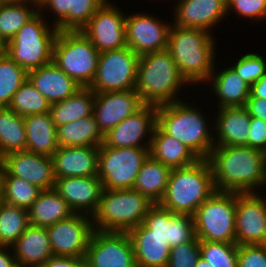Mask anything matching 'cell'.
Returning <instances> with one entry per match:
<instances>
[{
    "label": "cell",
    "mask_w": 266,
    "mask_h": 267,
    "mask_svg": "<svg viewBox=\"0 0 266 267\" xmlns=\"http://www.w3.org/2000/svg\"><path fill=\"white\" fill-rule=\"evenodd\" d=\"M207 160L217 191L249 193L266 188V154L243 146H214Z\"/></svg>",
    "instance_id": "6da1fadb"
},
{
    "label": "cell",
    "mask_w": 266,
    "mask_h": 267,
    "mask_svg": "<svg viewBox=\"0 0 266 267\" xmlns=\"http://www.w3.org/2000/svg\"><path fill=\"white\" fill-rule=\"evenodd\" d=\"M214 39L207 30L171 25L167 50L187 85L206 84L217 67Z\"/></svg>",
    "instance_id": "7a4b0ae2"
},
{
    "label": "cell",
    "mask_w": 266,
    "mask_h": 267,
    "mask_svg": "<svg viewBox=\"0 0 266 267\" xmlns=\"http://www.w3.org/2000/svg\"><path fill=\"white\" fill-rule=\"evenodd\" d=\"M193 106L183 99L158 106L157 126L168 136L179 140L199 159H207L215 146L214 129L200 111L201 107Z\"/></svg>",
    "instance_id": "3957f363"
},
{
    "label": "cell",
    "mask_w": 266,
    "mask_h": 267,
    "mask_svg": "<svg viewBox=\"0 0 266 267\" xmlns=\"http://www.w3.org/2000/svg\"><path fill=\"white\" fill-rule=\"evenodd\" d=\"M186 84L167 49L140 56L135 89L143 104L158 107L180 101L177 95Z\"/></svg>",
    "instance_id": "277c9868"
},
{
    "label": "cell",
    "mask_w": 266,
    "mask_h": 267,
    "mask_svg": "<svg viewBox=\"0 0 266 267\" xmlns=\"http://www.w3.org/2000/svg\"><path fill=\"white\" fill-rule=\"evenodd\" d=\"M216 191L207 159L172 169L167 189L159 204L175 214L194 215L198 207Z\"/></svg>",
    "instance_id": "5b68a950"
},
{
    "label": "cell",
    "mask_w": 266,
    "mask_h": 267,
    "mask_svg": "<svg viewBox=\"0 0 266 267\" xmlns=\"http://www.w3.org/2000/svg\"><path fill=\"white\" fill-rule=\"evenodd\" d=\"M155 203L133 189H103L93 228L105 232H129L140 225Z\"/></svg>",
    "instance_id": "8992f818"
},
{
    "label": "cell",
    "mask_w": 266,
    "mask_h": 267,
    "mask_svg": "<svg viewBox=\"0 0 266 267\" xmlns=\"http://www.w3.org/2000/svg\"><path fill=\"white\" fill-rule=\"evenodd\" d=\"M43 15L39 11L7 43L6 55L27 72L52 62L58 30Z\"/></svg>",
    "instance_id": "52a82bcc"
},
{
    "label": "cell",
    "mask_w": 266,
    "mask_h": 267,
    "mask_svg": "<svg viewBox=\"0 0 266 267\" xmlns=\"http://www.w3.org/2000/svg\"><path fill=\"white\" fill-rule=\"evenodd\" d=\"M100 52L78 31H58L52 62L81 87H89L95 78Z\"/></svg>",
    "instance_id": "ba28073f"
},
{
    "label": "cell",
    "mask_w": 266,
    "mask_h": 267,
    "mask_svg": "<svg viewBox=\"0 0 266 267\" xmlns=\"http://www.w3.org/2000/svg\"><path fill=\"white\" fill-rule=\"evenodd\" d=\"M236 192L215 191L193 215L198 240L236 243Z\"/></svg>",
    "instance_id": "9c48e42d"
},
{
    "label": "cell",
    "mask_w": 266,
    "mask_h": 267,
    "mask_svg": "<svg viewBox=\"0 0 266 267\" xmlns=\"http://www.w3.org/2000/svg\"><path fill=\"white\" fill-rule=\"evenodd\" d=\"M149 155V148L99 146L97 176L103 189H132L138 172Z\"/></svg>",
    "instance_id": "30bf717a"
},
{
    "label": "cell",
    "mask_w": 266,
    "mask_h": 267,
    "mask_svg": "<svg viewBox=\"0 0 266 267\" xmlns=\"http://www.w3.org/2000/svg\"><path fill=\"white\" fill-rule=\"evenodd\" d=\"M139 58L128 46L101 52L96 75L89 88L95 93L135 89Z\"/></svg>",
    "instance_id": "8fae6325"
},
{
    "label": "cell",
    "mask_w": 266,
    "mask_h": 267,
    "mask_svg": "<svg viewBox=\"0 0 266 267\" xmlns=\"http://www.w3.org/2000/svg\"><path fill=\"white\" fill-rule=\"evenodd\" d=\"M88 267H137L128 232L93 230L85 255Z\"/></svg>",
    "instance_id": "7c38bea8"
},
{
    "label": "cell",
    "mask_w": 266,
    "mask_h": 267,
    "mask_svg": "<svg viewBox=\"0 0 266 267\" xmlns=\"http://www.w3.org/2000/svg\"><path fill=\"white\" fill-rule=\"evenodd\" d=\"M108 1L104 2L81 29L82 33L100 53L127 46L125 33L126 13H123L115 5V2L111 4V1Z\"/></svg>",
    "instance_id": "4fadbf2b"
},
{
    "label": "cell",
    "mask_w": 266,
    "mask_h": 267,
    "mask_svg": "<svg viewBox=\"0 0 266 267\" xmlns=\"http://www.w3.org/2000/svg\"><path fill=\"white\" fill-rule=\"evenodd\" d=\"M46 229L54 256L85 257L94 230L92 217L75 213Z\"/></svg>",
    "instance_id": "5bb4252c"
},
{
    "label": "cell",
    "mask_w": 266,
    "mask_h": 267,
    "mask_svg": "<svg viewBox=\"0 0 266 267\" xmlns=\"http://www.w3.org/2000/svg\"><path fill=\"white\" fill-rule=\"evenodd\" d=\"M164 21V22H163ZM153 14L132 13L125 19L127 46L137 55L163 51L168 46L172 23H165Z\"/></svg>",
    "instance_id": "9a60e30c"
},
{
    "label": "cell",
    "mask_w": 266,
    "mask_h": 267,
    "mask_svg": "<svg viewBox=\"0 0 266 267\" xmlns=\"http://www.w3.org/2000/svg\"><path fill=\"white\" fill-rule=\"evenodd\" d=\"M156 125L157 106L144 104L135 113L110 129L104 135L103 144L111 148H149Z\"/></svg>",
    "instance_id": "2e32d148"
},
{
    "label": "cell",
    "mask_w": 266,
    "mask_h": 267,
    "mask_svg": "<svg viewBox=\"0 0 266 267\" xmlns=\"http://www.w3.org/2000/svg\"><path fill=\"white\" fill-rule=\"evenodd\" d=\"M263 195L258 192H236L237 245L266 244V207Z\"/></svg>",
    "instance_id": "e0dca14e"
},
{
    "label": "cell",
    "mask_w": 266,
    "mask_h": 267,
    "mask_svg": "<svg viewBox=\"0 0 266 267\" xmlns=\"http://www.w3.org/2000/svg\"><path fill=\"white\" fill-rule=\"evenodd\" d=\"M3 176H17L42 190L54 187L55 175L51 156L28 151H16L0 158Z\"/></svg>",
    "instance_id": "ac0fdd59"
},
{
    "label": "cell",
    "mask_w": 266,
    "mask_h": 267,
    "mask_svg": "<svg viewBox=\"0 0 266 267\" xmlns=\"http://www.w3.org/2000/svg\"><path fill=\"white\" fill-rule=\"evenodd\" d=\"M143 105L136 89L95 93L93 115L99 130L105 135Z\"/></svg>",
    "instance_id": "d6986e66"
},
{
    "label": "cell",
    "mask_w": 266,
    "mask_h": 267,
    "mask_svg": "<svg viewBox=\"0 0 266 267\" xmlns=\"http://www.w3.org/2000/svg\"><path fill=\"white\" fill-rule=\"evenodd\" d=\"M53 189L74 213L92 217L98 209L103 185L98 176L62 177L55 179Z\"/></svg>",
    "instance_id": "ffe728a7"
},
{
    "label": "cell",
    "mask_w": 266,
    "mask_h": 267,
    "mask_svg": "<svg viewBox=\"0 0 266 267\" xmlns=\"http://www.w3.org/2000/svg\"><path fill=\"white\" fill-rule=\"evenodd\" d=\"M173 7V25L203 29L212 34L213 26L222 19L225 21L227 15V0H175Z\"/></svg>",
    "instance_id": "44dd1931"
},
{
    "label": "cell",
    "mask_w": 266,
    "mask_h": 267,
    "mask_svg": "<svg viewBox=\"0 0 266 267\" xmlns=\"http://www.w3.org/2000/svg\"><path fill=\"white\" fill-rule=\"evenodd\" d=\"M142 223L167 240L171 248L196 237L192 215L175 214L159 203L149 209Z\"/></svg>",
    "instance_id": "7402d4cb"
},
{
    "label": "cell",
    "mask_w": 266,
    "mask_h": 267,
    "mask_svg": "<svg viewBox=\"0 0 266 267\" xmlns=\"http://www.w3.org/2000/svg\"><path fill=\"white\" fill-rule=\"evenodd\" d=\"M214 115L215 146H247L251 116L243 107H225ZM216 120V121H215Z\"/></svg>",
    "instance_id": "603a6c76"
},
{
    "label": "cell",
    "mask_w": 266,
    "mask_h": 267,
    "mask_svg": "<svg viewBox=\"0 0 266 267\" xmlns=\"http://www.w3.org/2000/svg\"><path fill=\"white\" fill-rule=\"evenodd\" d=\"M99 147H59L51 156L55 179L97 176Z\"/></svg>",
    "instance_id": "cb8c5ba5"
},
{
    "label": "cell",
    "mask_w": 266,
    "mask_h": 267,
    "mask_svg": "<svg viewBox=\"0 0 266 267\" xmlns=\"http://www.w3.org/2000/svg\"><path fill=\"white\" fill-rule=\"evenodd\" d=\"M137 267H166L171 247L162 236L154 234L143 223L128 232Z\"/></svg>",
    "instance_id": "d4e9b609"
},
{
    "label": "cell",
    "mask_w": 266,
    "mask_h": 267,
    "mask_svg": "<svg viewBox=\"0 0 266 267\" xmlns=\"http://www.w3.org/2000/svg\"><path fill=\"white\" fill-rule=\"evenodd\" d=\"M28 79L50 104L67 99L82 88L53 62L28 71Z\"/></svg>",
    "instance_id": "484cf974"
},
{
    "label": "cell",
    "mask_w": 266,
    "mask_h": 267,
    "mask_svg": "<svg viewBox=\"0 0 266 267\" xmlns=\"http://www.w3.org/2000/svg\"><path fill=\"white\" fill-rule=\"evenodd\" d=\"M11 248L18 267H40L54 256L46 227L29 225Z\"/></svg>",
    "instance_id": "4316f807"
},
{
    "label": "cell",
    "mask_w": 266,
    "mask_h": 267,
    "mask_svg": "<svg viewBox=\"0 0 266 267\" xmlns=\"http://www.w3.org/2000/svg\"><path fill=\"white\" fill-rule=\"evenodd\" d=\"M216 69L214 68L211 73L207 85L211 83L208 86H211L210 91H213L212 94L217 97L218 109L245 106L250 96L251 86L241 79L231 66H225L221 71Z\"/></svg>",
    "instance_id": "83f0119b"
},
{
    "label": "cell",
    "mask_w": 266,
    "mask_h": 267,
    "mask_svg": "<svg viewBox=\"0 0 266 267\" xmlns=\"http://www.w3.org/2000/svg\"><path fill=\"white\" fill-rule=\"evenodd\" d=\"M24 126L26 151L52 156L58 150L57 127L52 121L50 112L24 117Z\"/></svg>",
    "instance_id": "f1b7e54d"
},
{
    "label": "cell",
    "mask_w": 266,
    "mask_h": 267,
    "mask_svg": "<svg viewBox=\"0 0 266 267\" xmlns=\"http://www.w3.org/2000/svg\"><path fill=\"white\" fill-rule=\"evenodd\" d=\"M149 154L171 169L186 167L199 160L191 150L179 140L165 134L157 125L153 131Z\"/></svg>",
    "instance_id": "f546056e"
},
{
    "label": "cell",
    "mask_w": 266,
    "mask_h": 267,
    "mask_svg": "<svg viewBox=\"0 0 266 267\" xmlns=\"http://www.w3.org/2000/svg\"><path fill=\"white\" fill-rule=\"evenodd\" d=\"M69 204L52 188L42 190L28 209L29 224L48 227L72 216Z\"/></svg>",
    "instance_id": "4dcf8cb0"
},
{
    "label": "cell",
    "mask_w": 266,
    "mask_h": 267,
    "mask_svg": "<svg viewBox=\"0 0 266 267\" xmlns=\"http://www.w3.org/2000/svg\"><path fill=\"white\" fill-rule=\"evenodd\" d=\"M59 147H99L104 135L99 130L94 115L78 119L57 127Z\"/></svg>",
    "instance_id": "1f68e13d"
},
{
    "label": "cell",
    "mask_w": 266,
    "mask_h": 267,
    "mask_svg": "<svg viewBox=\"0 0 266 267\" xmlns=\"http://www.w3.org/2000/svg\"><path fill=\"white\" fill-rule=\"evenodd\" d=\"M172 169L155 160L150 155L141 166L133 190L159 203L166 192Z\"/></svg>",
    "instance_id": "d6a6232c"
},
{
    "label": "cell",
    "mask_w": 266,
    "mask_h": 267,
    "mask_svg": "<svg viewBox=\"0 0 266 267\" xmlns=\"http://www.w3.org/2000/svg\"><path fill=\"white\" fill-rule=\"evenodd\" d=\"M95 92L82 87L65 100L52 103L50 115L56 127L93 115Z\"/></svg>",
    "instance_id": "836d02e7"
},
{
    "label": "cell",
    "mask_w": 266,
    "mask_h": 267,
    "mask_svg": "<svg viewBox=\"0 0 266 267\" xmlns=\"http://www.w3.org/2000/svg\"><path fill=\"white\" fill-rule=\"evenodd\" d=\"M38 12L28 0H6L0 7V37L7 44Z\"/></svg>",
    "instance_id": "e575fe53"
},
{
    "label": "cell",
    "mask_w": 266,
    "mask_h": 267,
    "mask_svg": "<svg viewBox=\"0 0 266 267\" xmlns=\"http://www.w3.org/2000/svg\"><path fill=\"white\" fill-rule=\"evenodd\" d=\"M25 146L24 117L9 107H0V158L10 152L25 151Z\"/></svg>",
    "instance_id": "d590c367"
},
{
    "label": "cell",
    "mask_w": 266,
    "mask_h": 267,
    "mask_svg": "<svg viewBox=\"0 0 266 267\" xmlns=\"http://www.w3.org/2000/svg\"><path fill=\"white\" fill-rule=\"evenodd\" d=\"M29 225L28 210L0 200V246L12 247Z\"/></svg>",
    "instance_id": "8d00e7d4"
},
{
    "label": "cell",
    "mask_w": 266,
    "mask_h": 267,
    "mask_svg": "<svg viewBox=\"0 0 266 267\" xmlns=\"http://www.w3.org/2000/svg\"><path fill=\"white\" fill-rule=\"evenodd\" d=\"M17 115L26 117L50 112V102L27 79L13 95L8 106Z\"/></svg>",
    "instance_id": "74e56055"
},
{
    "label": "cell",
    "mask_w": 266,
    "mask_h": 267,
    "mask_svg": "<svg viewBox=\"0 0 266 267\" xmlns=\"http://www.w3.org/2000/svg\"><path fill=\"white\" fill-rule=\"evenodd\" d=\"M42 189L17 176L2 177V201L28 210Z\"/></svg>",
    "instance_id": "f35d334b"
},
{
    "label": "cell",
    "mask_w": 266,
    "mask_h": 267,
    "mask_svg": "<svg viewBox=\"0 0 266 267\" xmlns=\"http://www.w3.org/2000/svg\"><path fill=\"white\" fill-rule=\"evenodd\" d=\"M28 79V72L8 55L0 59V107H8L13 95Z\"/></svg>",
    "instance_id": "ab89813d"
},
{
    "label": "cell",
    "mask_w": 266,
    "mask_h": 267,
    "mask_svg": "<svg viewBox=\"0 0 266 267\" xmlns=\"http://www.w3.org/2000/svg\"><path fill=\"white\" fill-rule=\"evenodd\" d=\"M106 0H70L68 14L56 25L58 31L81 30Z\"/></svg>",
    "instance_id": "60d3db41"
},
{
    "label": "cell",
    "mask_w": 266,
    "mask_h": 267,
    "mask_svg": "<svg viewBox=\"0 0 266 267\" xmlns=\"http://www.w3.org/2000/svg\"><path fill=\"white\" fill-rule=\"evenodd\" d=\"M199 247L200 256L210 263L211 267H237L236 243L199 240Z\"/></svg>",
    "instance_id": "b9f144b4"
},
{
    "label": "cell",
    "mask_w": 266,
    "mask_h": 267,
    "mask_svg": "<svg viewBox=\"0 0 266 267\" xmlns=\"http://www.w3.org/2000/svg\"><path fill=\"white\" fill-rule=\"evenodd\" d=\"M231 67L250 86L266 73V61L258 53L248 52L242 55Z\"/></svg>",
    "instance_id": "7bdbcfd3"
},
{
    "label": "cell",
    "mask_w": 266,
    "mask_h": 267,
    "mask_svg": "<svg viewBox=\"0 0 266 267\" xmlns=\"http://www.w3.org/2000/svg\"><path fill=\"white\" fill-rule=\"evenodd\" d=\"M199 257V240L195 237L192 241L171 248L166 267H195Z\"/></svg>",
    "instance_id": "ee69618b"
},
{
    "label": "cell",
    "mask_w": 266,
    "mask_h": 267,
    "mask_svg": "<svg viewBox=\"0 0 266 267\" xmlns=\"http://www.w3.org/2000/svg\"><path fill=\"white\" fill-rule=\"evenodd\" d=\"M232 12L255 22L266 20V0H227V15Z\"/></svg>",
    "instance_id": "f6af8a7d"
},
{
    "label": "cell",
    "mask_w": 266,
    "mask_h": 267,
    "mask_svg": "<svg viewBox=\"0 0 266 267\" xmlns=\"http://www.w3.org/2000/svg\"><path fill=\"white\" fill-rule=\"evenodd\" d=\"M237 267H266V244L238 245Z\"/></svg>",
    "instance_id": "bcb514c9"
},
{
    "label": "cell",
    "mask_w": 266,
    "mask_h": 267,
    "mask_svg": "<svg viewBox=\"0 0 266 267\" xmlns=\"http://www.w3.org/2000/svg\"><path fill=\"white\" fill-rule=\"evenodd\" d=\"M248 147L258 149L266 154V121L251 117Z\"/></svg>",
    "instance_id": "7dc6e473"
},
{
    "label": "cell",
    "mask_w": 266,
    "mask_h": 267,
    "mask_svg": "<svg viewBox=\"0 0 266 267\" xmlns=\"http://www.w3.org/2000/svg\"><path fill=\"white\" fill-rule=\"evenodd\" d=\"M70 0H47L40 8L41 13L51 12L54 16V26H56L69 12ZM48 9V10H47ZM50 9V10H49Z\"/></svg>",
    "instance_id": "c3c4849f"
},
{
    "label": "cell",
    "mask_w": 266,
    "mask_h": 267,
    "mask_svg": "<svg viewBox=\"0 0 266 267\" xmlns=\"http://www.w3.org/2000/svg\"><path fill=\"white\" fill-rule=\"evenodd\" d=\"M40 267H88V264L85 257L53 256Z\"/></svg>",
    "instance_id": "681fc988"
},
{
    "label": "cell",
    "mask_w": 266,
    "mask_h": 267,
    "mask_svg": "<svg viewBox=\"0 0 266 267\" xmlns=\"http://www.w3.org/2000/svg\"><path fill=\"white\" fill-rule=\"evenodd\" d=\"M245 107L251 117H257L266 121V99L248 98Z\"/></svg>",
    "instance_id": "f907efd6"
},
{
    "label": "cell",
    "mask_w": 266,
    "mask_h": 267,
    "mask_svg": "<svg viewBox=\"0 0 266 267\" xmlns=\"http://www.w3.org/2000/svg\"><path fill=\"white\" fill-rule=\"evenodd\" d=\"M11 247L0 246V267H18Z\"/></svg>",
    "instance_id": "816d5d0a"
},
{
    "label": "cell",
    "mask_w": 266,
    "mask_h": 267,
    "mask_svg": "<svg viewBox=\"0 0 266 267\" xmlns=\"http://www.w3.org/2000/svg\"><path fill=\"white\" fill-rule=\"evenodd\" d=\"M249 98L266 99V73L261 79L251 85Z\"/></svg>",
    "instance_id": "f5cc1de1"
},
{
    "label": "cell",
    "mask_w": 266,
    "mask_h": 267,
    "mask_svg": "<svg viewBox=\"0 0 266 267\" xmlns=\"http://www.w3.org/2000/svg\"><path fill=\"white\" fill-rule=\"evenodd\" d=\"M7 44L6 42L0 37V59L6 55Z\"/></svg>",
    "instance_id": "db71d44e"
},
{
    "label": "cell",
    "mask_w": 266,
    "mask_h": 267,
    "mask_svg": "<svg viewBox=\"0 0 266 267\" xmlns=\"http://www.w3.org/2000/svg\"><path fill=\"white\" fill-rule=\"evenodd\" d=\"M195 267H211V264L208 263L203 257H199Z\"/></svg>",
    "instance_id": "11a10c76"
},
{
    "label": "cell",
    "mask_w": 266,
    "mask_h": 267,
    "mask_svg": "<svg viewBox=\"0 0 266 267\" xmlns=\"http://www.w3.org/2000/svg\"><path fill=\"white\" fill-rule=\"evenodd\" d=\"M3 173H4V170H3V166H2V163H1V160H0V200L2 199V177H3Z\"/></svg>",
    "instance_id": "9f6ffc18"
},
{
    "label": "cell",
    "mask_w": 266,
    "mask_h": 267,
    "mask_svg": "<svg viewBox=\"0 0 266 267\" xmlns=\"http://www.w3.org/2000/svg\"><path fill=\"white\" fill-rule=\"evenodd\" d=\"M28 1L39 9L47 0H28Z\"/></svg>",
    "instance_id": "6f0895ef"
},
{
    "label": "cell",
    "mask_w": 266,
    "mask_h": 267,
    "mask_svg": "<svg viewBox=\"0 0 266 267\" xmlns=\"http://www.w3.org/2000/svg\"><path fill=\"white\" fill-rule=\"evenodd\" d=\"M6 0H0V7L3 5V3L5 2Z\"/></svg>",
    "instance_id": "680465c9"
}]
</instances>
